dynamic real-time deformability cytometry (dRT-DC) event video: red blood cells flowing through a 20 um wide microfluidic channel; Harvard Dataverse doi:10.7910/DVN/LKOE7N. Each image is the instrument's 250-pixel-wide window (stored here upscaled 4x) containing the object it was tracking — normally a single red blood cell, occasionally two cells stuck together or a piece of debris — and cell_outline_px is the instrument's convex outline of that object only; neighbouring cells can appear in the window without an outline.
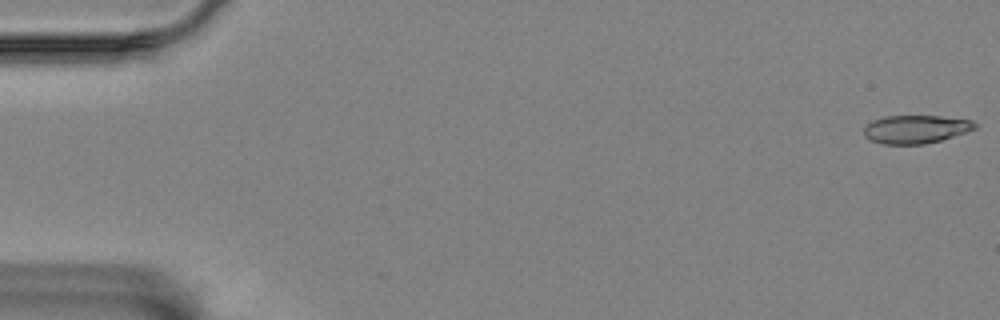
{"species": "Egyptian fruit bat (a non-hibernating species)", "species_latin": "Rousettus aegyptiacus", "temperature_condition": "room temperature", "stored_images_in_passage": 58, "camera_frame_rate_fps": 3000, "um_per_image_px": 0.085, "animal": {"sex": "female"}, "frame": {"image": 1, "passage_image": 1, "time_ms": 0.0, "image_size_px": [1000, 320], "cell_outline_px": [[976, 128], [940, 140], [924, 144], [884, 144], [872, 140], [864, 136], [864, 128], [872, 120], [884, 116], [940, 116], [972, 120], [976, 124]], "centroid_in_image_um": [77.81, 10.97], "position_along_channel_um": 7.2, "area_um2": 18.03}}
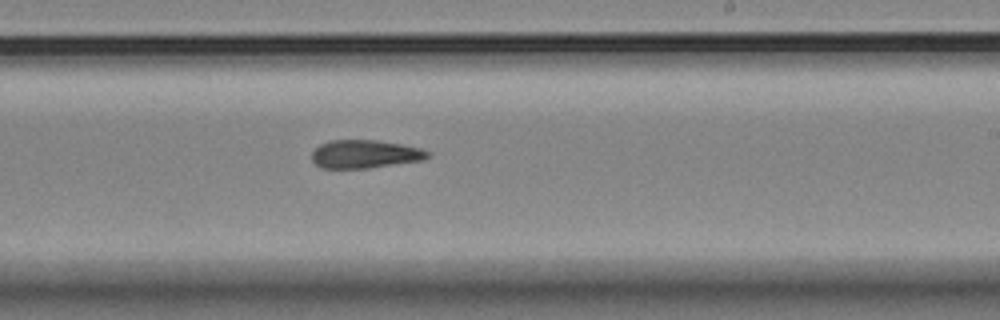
{"frame": {"image": 2, "passage_image": 35, "time_ms": 11.333, "image_size_px": [1000, 320], "cell_outline_px": [[432, 152], [424, 160], [368, 168], [320, 168], [312, 160], [312, 152], [320, 144], [332, 140], [376, 140], [400, 144], [420, 148]], "centroid_in_image_um": [31.02, 13.1], "position_along_channel_um": 258.0, "area_um2": 19.02}}
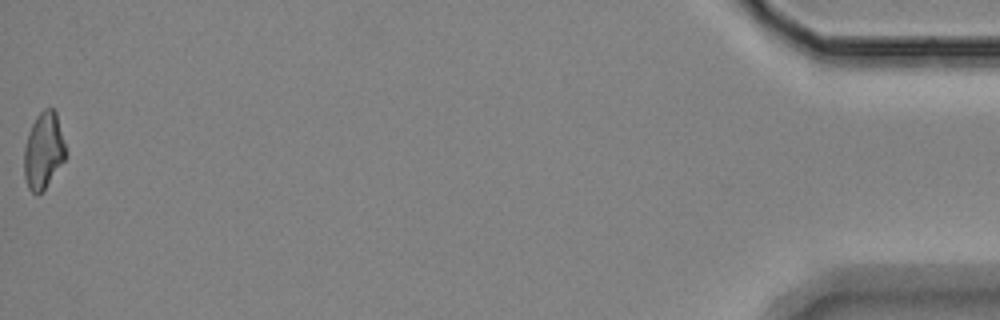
{"frame": {"image": 3, "passage_image": 58, "time_ms": 19.0, "image_size_px": [1000, 320], "cell_outline_px": [[64, 160], [44, 188], [36, 196], [28, 188], [24, 176], [24, 148], [28, 132], [36, 116], [44, 108], [52, 108], [56, 112], [64, 144]], "centroid_in_image_um": [3.66, 12.79], "position_along_channel_um": 431.5, "area_um2": 18.09}}